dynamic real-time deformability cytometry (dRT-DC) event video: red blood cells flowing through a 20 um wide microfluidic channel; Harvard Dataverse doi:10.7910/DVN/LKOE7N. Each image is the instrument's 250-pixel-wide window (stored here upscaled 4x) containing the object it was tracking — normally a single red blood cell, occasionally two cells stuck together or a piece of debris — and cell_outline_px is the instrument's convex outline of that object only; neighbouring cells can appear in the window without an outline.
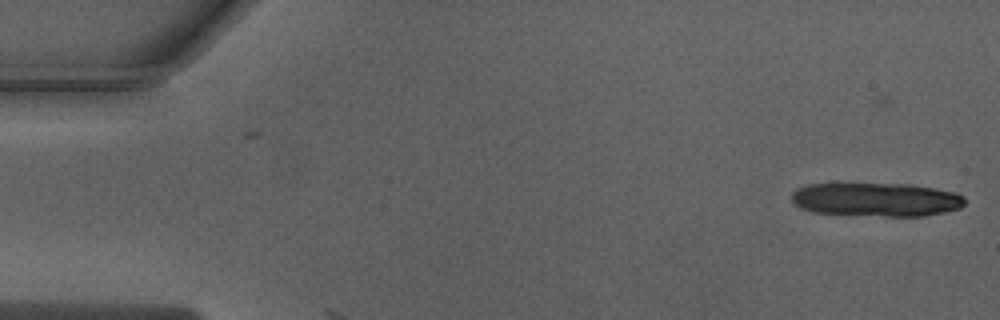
{"species": "Egyptian fruit bat (a non-hibernating species)", "species_latin": "Rousettus aegyptiacus", "temperature_condition": "warm", "stored_images_in_passage": 2, "camera_frame_rate_fps": 3000, "um_per_image_px": 0.085, "animal": {"sex": "male"}, "frame": {"image": 1, "passage_image": 2, "time_ms": 0.333, "image_size_px": [1000, 320], "cell_outline_px": [[964, 204], [960, 208], [944, 212], [924, 216], [884, 216], [812, 212], [796, 204], [792, 200], [792, 192], [796, 188], [808, 184], [908, 184], [956, 192], [964, 196]], "centroid_in_image_um": [74.5, 16.96], "position_along_channel_um": 10.5, "area_um2": 33.81}}